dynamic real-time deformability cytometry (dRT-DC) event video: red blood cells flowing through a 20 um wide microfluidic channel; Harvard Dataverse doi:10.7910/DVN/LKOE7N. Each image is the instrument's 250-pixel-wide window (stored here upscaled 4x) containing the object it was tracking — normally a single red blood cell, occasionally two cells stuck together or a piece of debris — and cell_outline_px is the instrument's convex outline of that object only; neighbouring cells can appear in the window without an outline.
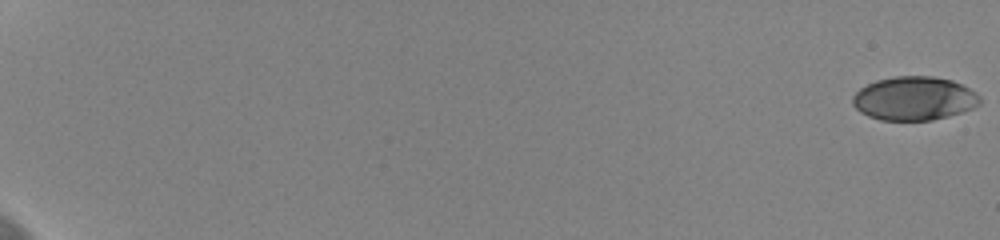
{"species": "human", "species_latin": "Homo sapiens", "temperature_condition": "cold", "stored_images_in_passage": 22, "camera_frame_rate_fps": 3000, "um_per_image_px": 0.085, "donor": {"sex": "female"}, "frame": {"image": 1, "passage_image": 1, "time_ms": 0.0, "image_size_px": [1000, 240], "cell_outline_px": [[980, 104], [972, 108], [948, 116], [932, 120], [880, 120], [868, 116], [860, 112], [852, 104], [852, 96], [860, 88], [876, 80], [896, 76], [932, 76], [952, 80], [968, 88], [980, 96]], "centroid_in_image_um": [77.67, 8.37], "position_along_channel_um": 7.3, "area_um2": 32.31}}
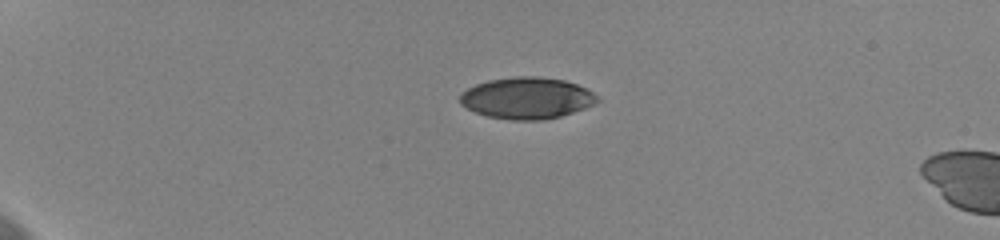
{"frame": {"image": 2, "passage_image": 17, "time_ms": 5.333, "image_size_px": [1000, 240], "cell_outline_px": [[600, 100], [584, 108], [560, 116], [540, 120], [512, 120], [488, 116], [476, 112], [460, 104], [460, 96], [468, 88], [476, 84], [488, 80], [516, 76], [536, 76], [564, 80], [576, 84], [592, 92]], "centroid_in_image_um": [44.77, 8.33], "position_along_channel_um": 40.2, "area_um2": 32.83}}